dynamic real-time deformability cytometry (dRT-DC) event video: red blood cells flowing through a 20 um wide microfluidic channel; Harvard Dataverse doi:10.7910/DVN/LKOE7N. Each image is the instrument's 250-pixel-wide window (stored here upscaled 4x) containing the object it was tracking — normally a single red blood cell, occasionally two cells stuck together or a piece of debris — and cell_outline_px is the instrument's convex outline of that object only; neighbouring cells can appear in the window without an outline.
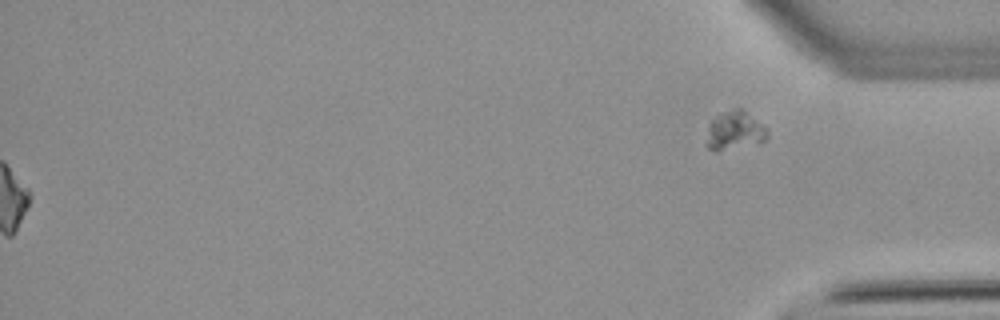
{"species": "common noctule bat (a hibernating species)", "species_latin": "Nyctalus noctula", "temperature_condition": "warm", "stored_images_in_passage": 54, "segment_of_instrument_passage": [2, 2], "camera_frame_rate_fps": 3000, "um_per_image_px": 0.085, "animal": {"sex": "male", "body_mass_g": 21.5, "forearm_length_mm": 52.0}, "frame": {"image": 1, "passage_image": 54, "time_ms": 17.667, "image_size_px": [1000, 320], "cell_outline_px": [[768, 136], [760, 144], [716, 152], [708, 148], [704, 144], [708, 124], [712, 120], [724, 112], [736, 108], [740, 108], [768, 128]], "centroid_in_image_um": [62.43, 11.16], "position_along_channel_um": 372.8, "area_um2": 14.05}}